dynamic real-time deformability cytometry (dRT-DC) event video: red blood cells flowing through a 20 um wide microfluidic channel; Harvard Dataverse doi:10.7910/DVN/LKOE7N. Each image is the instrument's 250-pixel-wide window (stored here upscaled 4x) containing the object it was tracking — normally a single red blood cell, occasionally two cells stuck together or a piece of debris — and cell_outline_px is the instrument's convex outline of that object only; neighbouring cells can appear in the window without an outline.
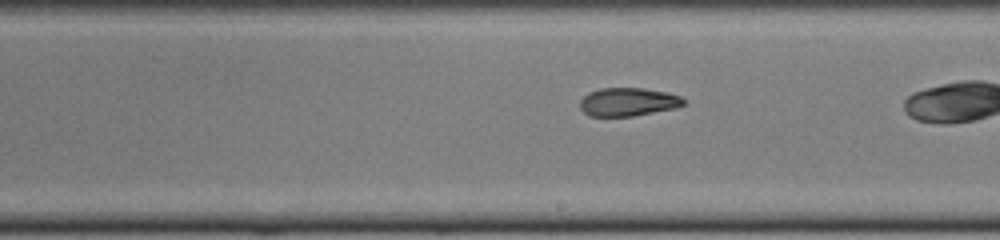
{"species": "common noctule bat (a hibernating species)", "species_latin": "Nyctalus noctula", "temperature_condition": "cold", "stored_images_in_passage": 38, "camera_frame_rate_fps": 3000, "um_per_image_px": 0.085, "animal": {"sex": "female", "body_mass_g": 22.0, "forearm_length_mm": 56.7}, "frame": {"image": 1, "passage_image": 27, "time_ms": 8.667, "image_size_px": [1000, 240], "cell_outline_px": [[688, 104], [676, 108], [632, 116], [588, 116], [580, 108], [580, 100], [588, 92], [600, 88], [644, 88], [668, 92], [680, 96], [688, 100]], "centroid_in_image_um": [53.43, 8.66], "position_along_channel_um": 235.6, "area_um2": 17.4}}